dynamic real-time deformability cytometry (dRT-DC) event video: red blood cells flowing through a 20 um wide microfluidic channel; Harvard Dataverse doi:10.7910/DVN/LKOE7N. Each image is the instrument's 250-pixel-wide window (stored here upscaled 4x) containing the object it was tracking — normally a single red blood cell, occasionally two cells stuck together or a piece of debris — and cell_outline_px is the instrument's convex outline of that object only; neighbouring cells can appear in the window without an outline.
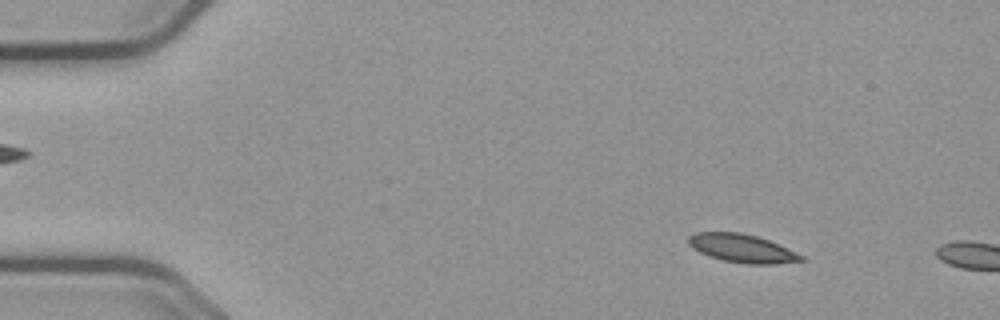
{"species": "common noctule bat (a hibernating species)", "species_latin": "Nyctalus noctula", "temperature_condition": "cold", "stored_images_in_passage": 10, "camera_frame_rate_fps": 3000, "um_per_image_px": 0.085, "animal": {"sex": "male", "body_mass_g": 23.1, "forearm_length_mm": 52.7}, "frame": {"image": 1, "passage_image": 7, "time_ms": 2.0, "image_size_px": [1000, 320], "cell_outline_px": [[808, 260], [772, 264], [748, 264], [724, 260], [708, 256], [692, 248], [688, 244], [688, 236], [696, 232], [740, 232], [756, 236], [768, 240], [804, 256]], "centroid_in_image_um": [63.05, 21.11], "position_along_channel_um": 21.9, "area_um2": 18.5}}